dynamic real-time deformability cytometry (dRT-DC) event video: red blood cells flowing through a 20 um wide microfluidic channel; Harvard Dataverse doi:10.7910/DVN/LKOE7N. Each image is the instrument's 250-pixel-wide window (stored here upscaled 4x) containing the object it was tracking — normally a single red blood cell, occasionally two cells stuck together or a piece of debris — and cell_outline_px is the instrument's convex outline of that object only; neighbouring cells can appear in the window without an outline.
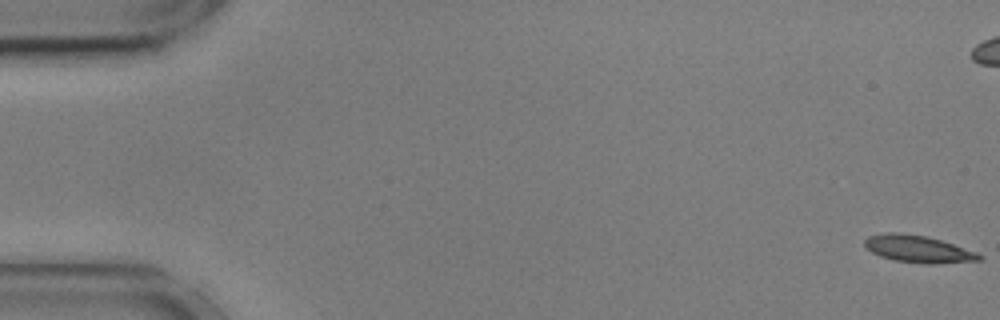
{"species": "common noctule bat (a hibernating species)", "species_latin": "Nyctalus noctula", "temperature_condition": "cold", "stored_images_in_passage": 57, "camera_frame_rate_fps": 3000, "um_per_image_px": 0.085, "animal": {"sex": "male", "body_mass_g": 17.9, "forearm_length_mm": 54.2}, "frame": {"image": 1, "passage_image": 1, "time_ms": 0.0, "image_size_px": [1000, 320], "cell_outline_px": [[984, 256], [980, 260], [932, 264], [924, 264], [896, 260], [880, 256], [872, 252], [864, 244], [864, 240], [868, 236], [888, 232], [896, 232], [924, 236], [940, 240], [976, 252]], "centroid_in_image_um": [78.03, 21.17], "position_along_channel_um": 7.0, "area_um2": 17.8}}
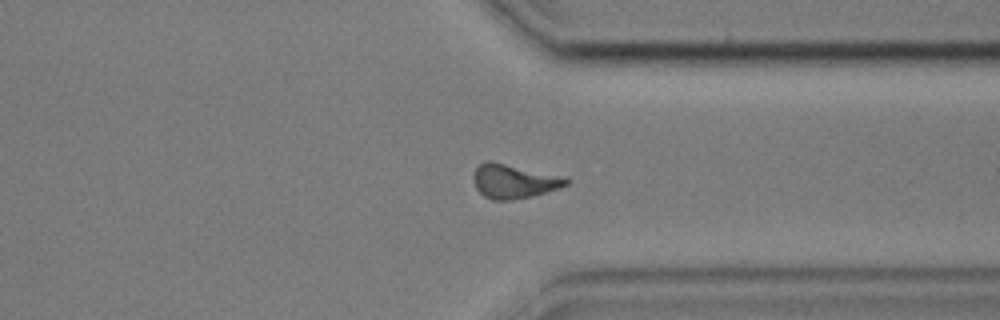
{"frame": {"image": 2, "passage_image": 43, "time_ms": 14.0, "image_size_px": [1000, 320], "cell_outline_px": [[572, 180], [568, 184], [560, 188], [532, 196], [512, 200], [492, 200], [484, 196], [476, 188], [476, 168], [484, 160], [492, 160], [560, 176]], "centroid_in_image_um": [43.7, 15.4], "position_along_channel_um": 367.7, "area_um2": 18.21}}
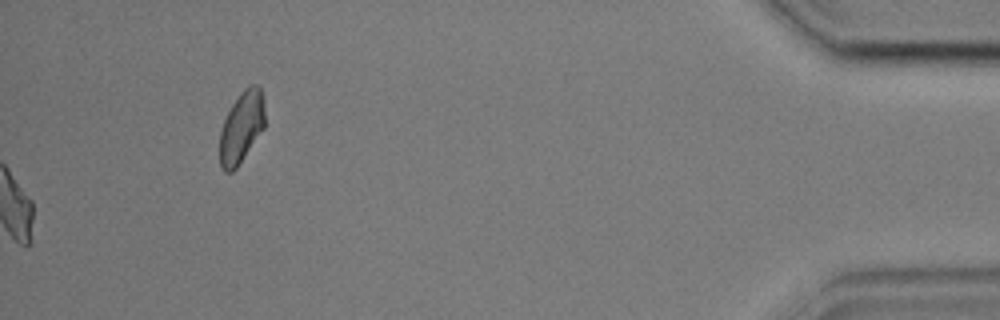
{"frame": {"image": 3, "passage_image": 57, "time_ms": 18.667, "image_size_px": [1000, 320], "cell_outline_px": [[264, 128], [236, 168], [232, 172], [224, 172], [220, 168], [220, 132], [224, 120], [232, 104], [244, 88], [248, 84], [256, 84], [260, 88], [264, 96]], "centroid_in_image_um": [20.53, 10.8], "position_along_channel_um": 414.7, "area_um2": 18.79}, "authors_computed_cell_mechanics": {"area_um2": 17.8602, "velocity_mm_per_s": 3.5881, "shape_relaxation_time_tau1_ms": 7.4317, "shape_relaxation_time_tau2_ms": 4.5361, "deformation_change_tau1": 0.1745, "deformation_change_tau2": 0.1233}}